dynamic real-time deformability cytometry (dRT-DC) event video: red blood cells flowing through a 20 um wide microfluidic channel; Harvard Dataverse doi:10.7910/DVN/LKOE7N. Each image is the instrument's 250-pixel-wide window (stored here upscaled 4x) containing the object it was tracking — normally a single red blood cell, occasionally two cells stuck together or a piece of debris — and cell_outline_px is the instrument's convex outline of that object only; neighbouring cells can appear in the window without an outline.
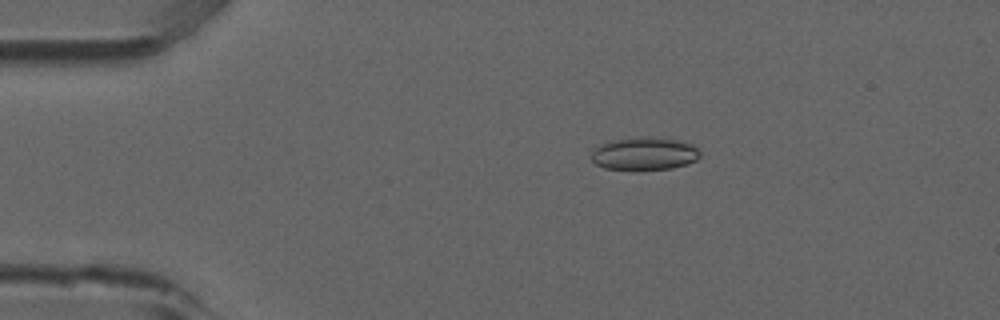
{"species": "common noctule bat (a hibernating species)", "species_latin": "Nyctalus noctula", "temperature_condition": "room temperature", "stored_images_in_passage": 53, "camera_frame_rate_fps": 3000, "um_per_image_px": 0.085, "animal": {"sex": "male", "forearm_length_mm": 52.5}, "frame": {"image": 1, "passage_image": 10, "time_ms": 3.0, "image_size_px": [1000, 320], "cell_outline_px": [[700, 156], [696, 160], [688, 164], [672, 168], [604, 168], [596, 164], [592, 160], [592, 148], [608, 140], [676, 140], [692, 144], [700, 152]], "centroid_in_image_um": [54.76, 13.09], "position_along_channel_um": 30.2, "area_um2": 19.54}}
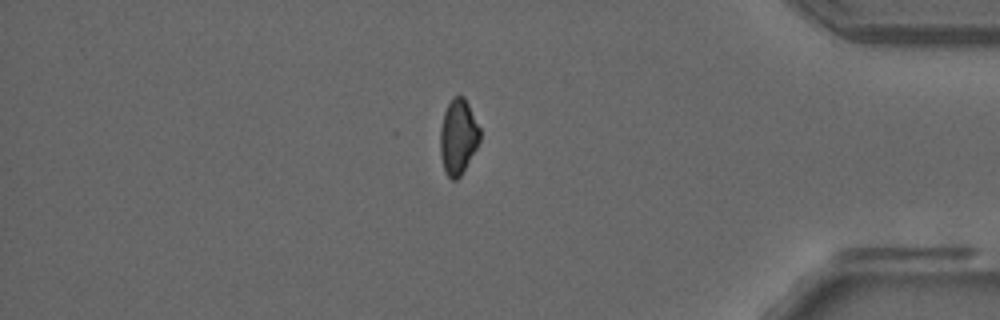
{"frame": {"image": 2, "passage_image": 45, "time_ms": 14.667, "image_size_px": [1000, 320], "cell_outline_px": [[480, 140], [476, 148], [460, 176], [456, 180], [452, 180], [444, 172], [440, 156], [440, 128], [444, 112], [452, 96], [464, 96], [480, 128]], "centroid_in_image_um": [38.92, 11.63], "position_along_channel_um": 396.3, "area_um2": 17.4}}
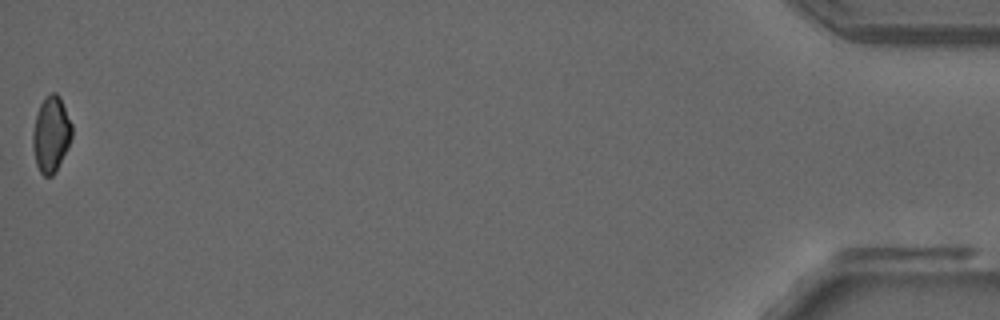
{"frame": {"image": 3, "passage_image": 53, "time_ms": 17.333, "image_size_px": [1000, 320], "cell_outline_px": [[72, 136], [68, 148], [56, 172], [52, 176], [44, 176], [40, 172], [36, 164], [32, 148], [32, 132], [36, 116], [40, 104], [44, 96], [52, 92], [56, 92], [60, 96], [72, 124]], "centroid_in_image_um": [4.34, 11.41], "position_along_channel_um": 430.9, "area_um2": 17.57}, "authors_computed_cell_mechanics": {"area_um2": 18.496, "velocity_mm_per_s": 3.8654, "shape_relaxation_time_tau1_ms": 10.7907, "shape_relaxation_time_tau2_ms": 4.7518, "deformation_change_tau1": 0.1604, "deformation_change_tau2": 0.082}}